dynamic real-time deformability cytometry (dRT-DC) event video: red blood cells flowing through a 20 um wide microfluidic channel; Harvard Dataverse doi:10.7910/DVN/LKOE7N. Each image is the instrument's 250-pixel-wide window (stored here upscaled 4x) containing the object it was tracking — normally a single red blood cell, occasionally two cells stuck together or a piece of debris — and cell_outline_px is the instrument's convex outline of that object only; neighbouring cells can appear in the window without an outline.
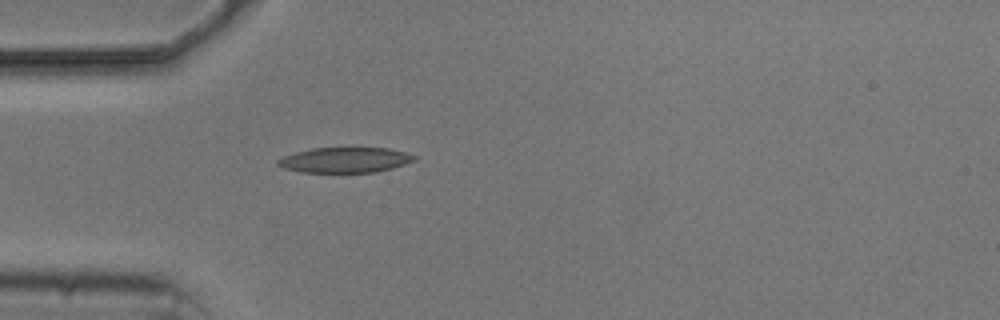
{"species": "common noctule bat (a hibernating species)", "species_latin": "Nyctalus noctula", "temperature_condition": "cold", "stored_images_in_passage": 4, "camera_frame_rate_fps": 3000, "um_per_image_px": 0.085, "animal": {"sex": "male", "body_mass_g": 20.5, "forearm_length_mm": 52.5}, "frame": {"image": 1, "passage_image": 4, "time_ms": 4.0, "image_size_px": [1000, 320], "cell_outline_px": [[416, 160], [392, 168], [372, 172], [300, 172], [284, 168], [276, 164], [276, 160], [284, 156], [296, 152], [312, 148], [388, 148], [404, 152], [416, 156]], "centroid_in_image_um": [29.3, 13.6], "position_along_channel_um": 55.7, "area_um2": 19.94}}